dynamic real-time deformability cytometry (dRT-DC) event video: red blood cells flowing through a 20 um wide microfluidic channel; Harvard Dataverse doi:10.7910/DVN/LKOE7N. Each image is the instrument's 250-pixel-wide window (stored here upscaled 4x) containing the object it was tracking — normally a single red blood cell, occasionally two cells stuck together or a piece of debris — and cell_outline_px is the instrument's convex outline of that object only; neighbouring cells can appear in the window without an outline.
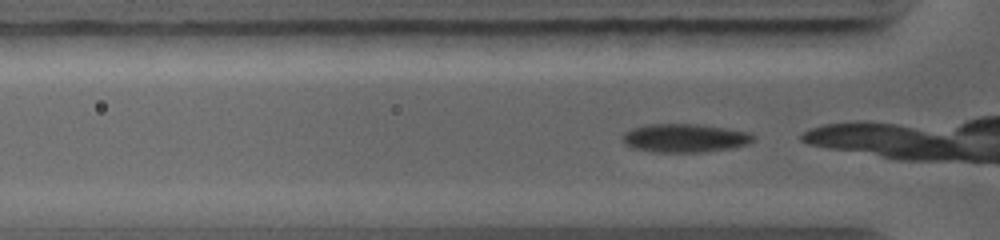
{"species": "common noctule bat (a hibernating species)", "species_latin": "Nyctalus noctula", "temperature_condition": "warm", "stored_images_in_passage": 10, "camera_frame_rate_fps": 5000, "um_per_image_px": 0.085, "animal": {"sex": "female", "body_mass_g": 19.0, "forearm_length_mm": 56.7}, "frame": {"image": 1, "passage_image": 2, "time_ms": 0.2, "image_size_px": [1000, 240], "cell_outline_px": [[756, 136], [748, 144], [732, 148], [704, 152], [652, 152], [632, 148], [624, 144], [624, 132], [632, 128], [644, 124], [700, 124], [728, 128], [748, 132]], "centroid_in_image_um": [58.21, 11.73], "position_along_channel_um": 67.6, "area_um2": 21.91}}
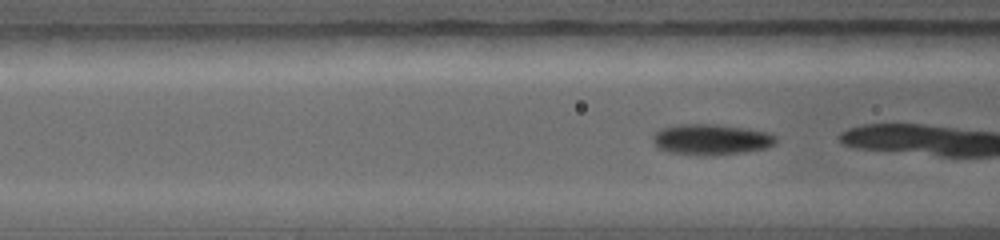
{"frame": {"image": 2, "passage_image": 7, "time_ms": 1.0, "image_size_px": [1000, 240], "cell_outline_px": [[776, 144], [768, 148], [744, 152], [712, 156], [696, 156], [668, 152], [660, 148], [652, 140], [652, 136], [660, 128], [676, 124], [716, 124], [744, 128], [768, 132], [776, 136]], "centroid_in_image_um": [60.45, 11.86], "position_along_channel_um": 106.2, "area_um2": 22.43}}